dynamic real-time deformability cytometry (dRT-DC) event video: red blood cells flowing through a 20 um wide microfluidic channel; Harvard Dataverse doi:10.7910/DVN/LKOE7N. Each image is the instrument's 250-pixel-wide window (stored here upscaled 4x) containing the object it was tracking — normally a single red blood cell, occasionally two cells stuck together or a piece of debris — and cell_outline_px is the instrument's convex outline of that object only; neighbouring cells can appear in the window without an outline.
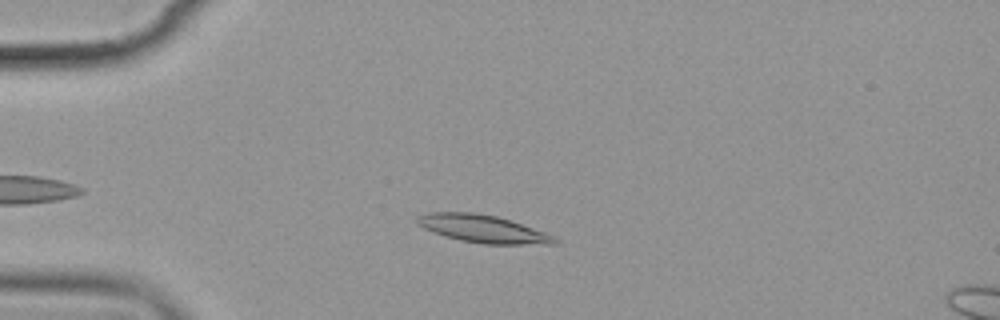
{"species": "common noctule bat (a hibernating species)", "species_latin": "Nyctalus noctula", "temperature_condition": "cold", "stored_images_in_passage": 4, "camera_frame_rate_fps": 3000, "um_per_image_px": 0.085, "animal": {"sex": "female", "body_mass_g": 19.9}, "frame": {"image": 1, "passage_image": 2, "time_ms": 2.0, "image_size_px": [1000, 320], "cell_outline_px": [[560, 240], [556, 244], [480, 244], [460, 240], [424, 228], [416, 224], [416, 216], [428, 212], [472, 212], [496, 216], [556, 236]], "centroid_in_image_um": [41.04, 19.45], "position_along_channel_um": 44.0, "area_um2": 21.96}}
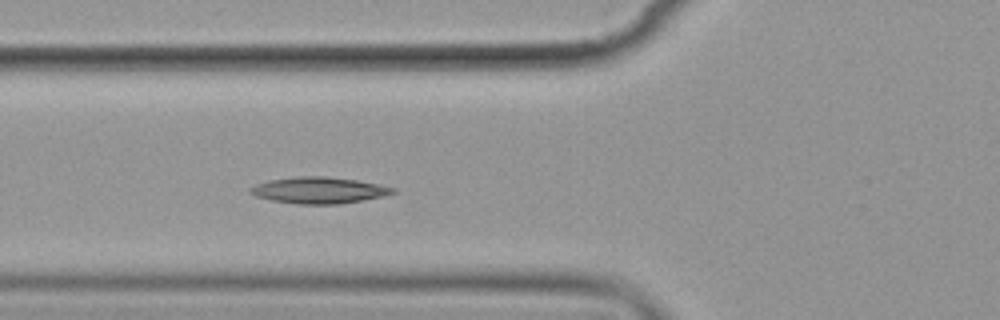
{"frame": {"image": 2, "passage_image": 4, "time_ms": 4.333, "image_size_px": [1000, 320], "cell_outline_px": [[396, 192], [380, 196], [340, 204], [296, 204], [272, 200], [256, 196], [248, 192], [248, 188], [256, 184], [272, 180], [300, 176], [324, 176], [356, 180], [396, 188]], "centroid_in_image_um": [27.06, 16.17], "position_along_channel_um": 98.7, "area_um2": 21.56}}